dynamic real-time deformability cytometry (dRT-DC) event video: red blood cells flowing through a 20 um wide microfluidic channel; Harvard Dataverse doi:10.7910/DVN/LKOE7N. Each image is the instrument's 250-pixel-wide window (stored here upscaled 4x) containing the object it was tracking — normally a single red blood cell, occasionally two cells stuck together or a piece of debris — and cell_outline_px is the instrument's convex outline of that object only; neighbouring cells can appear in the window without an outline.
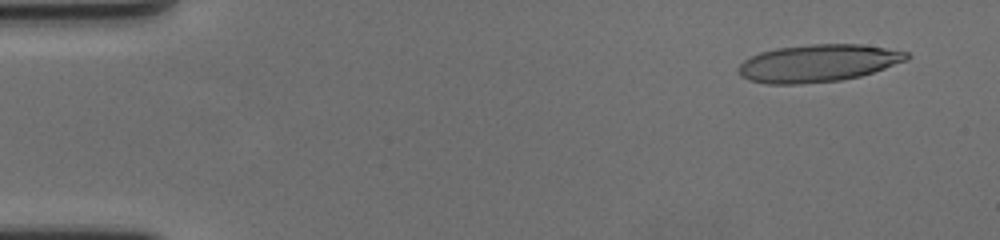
{"species": "human", "species_latin": "Homo sapiens", "temperature_condition": "cold", "stored_images_in_passage": 59, "camera_frame_rate_fps": 3000, "um_per_image_px": 0.085, "donor": {"sex": "female"}, "frame": {"image": 1, "passage_image": 4, "time_ms": 1.0, "image_size_px": [1000, 240], "cell_outline_px": [[912, 56], [908, 60], [860, 76], [840, 80], [800, 84], [768, 84], [748, 80], [740, 76], [736, 72], [740, 64], [744, 60], [760, 52], [776, 48], [808, 44], [860, 44], [908, 52]], "centroid_in_image_um": [69.51, 5.37], "position_along_channel_um": 15.5, "area_um2": 36.76}}
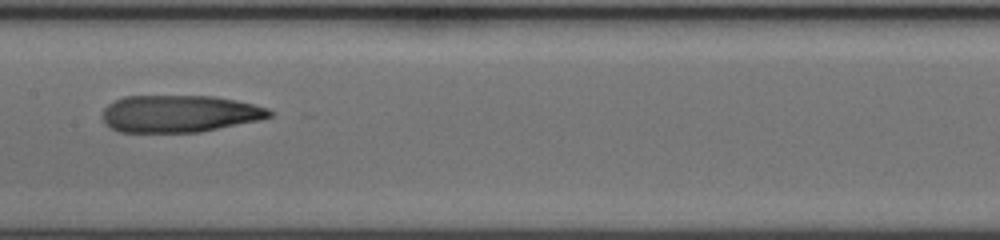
{"frame": {"image": 2, "passage_image": 30, "time_ms": 9.667, "image_size_px": [1000, 240], "cell_outline_px": [[276, 112], [272, 116], [260, 120], [200, 132], [120, 132], [104, 124], [104, 108], [108, 104], [124, 96], [216, 96], [236, 100], [268, 108]], "centroid_in_image_um": [15.29, 9.66], "position_along_channel_um": 192.1, "area_um2": 36.24}}
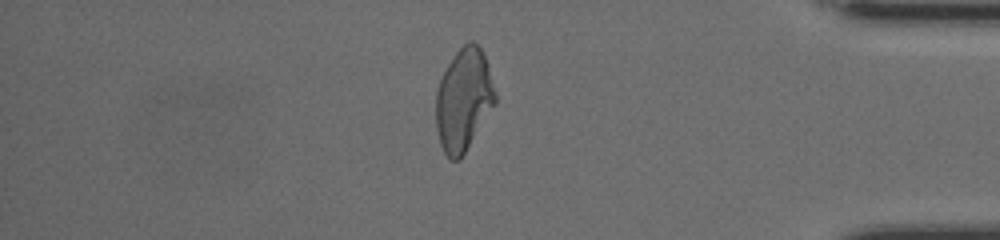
{"frame": {"image": 3, "passage_image": 50, "time_ms": 16.333, "image_size_px": [1000, 240], "cell_outline_px": [[496, 104], [464, 152], [456, 160], [452, 160], [444, 152], [440, 144], [436, 128], [436, 88], [440, 76], [456, 52], [468, 40], [472, 40], [484, 52], [496, 92]], "centroid_in_image_um": [39.4, 8.43], "position_along_channel_um": 395.8, "area_um2": 35.32}, "authors_computed_cell_mechanics": {"area_um2": 36.9342, "velocity_mm_per_s": 3.5097, "shape_relaxation_time_tau1_ms": 7.4352, "shape_relaxation_time_tau2_ms": 5.6609, "deformation_change_tau1": 0.2581, "deformation_change_tau2": 0.1487}}